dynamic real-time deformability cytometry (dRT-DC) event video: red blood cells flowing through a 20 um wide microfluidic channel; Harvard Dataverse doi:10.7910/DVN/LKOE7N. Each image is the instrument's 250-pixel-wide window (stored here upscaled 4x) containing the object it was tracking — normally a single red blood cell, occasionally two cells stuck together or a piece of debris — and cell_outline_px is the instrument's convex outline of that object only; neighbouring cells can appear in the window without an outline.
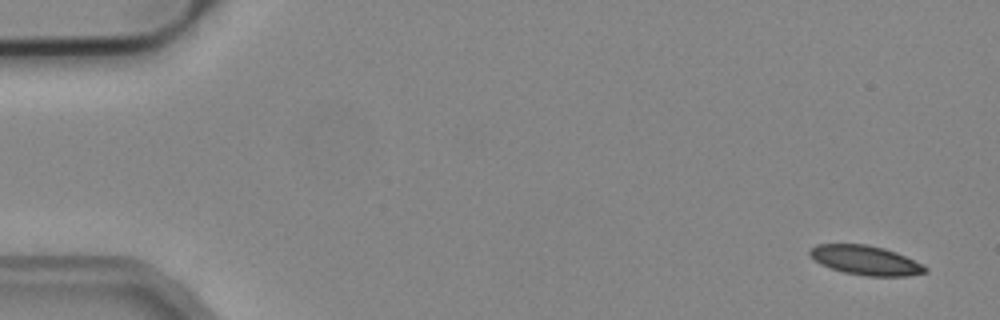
{"species": "common noctule bat (a hibernating species)", "species_latin": "Nyctalus noctula", "temperature_condition": "cold", "stored_images_in_passage": 2, "camera_frame_rate_fps": 3000, "um_per_image_px": 0.085, "animal": {"sex": "male", "body_mass_g": 19.2, "forearm_length_mm": 51.8}, "frame": {"image": 1, "passage_image": 1, "time_ms": 0.0, "image_size_px": [1000, 320], "cell_outline_px": [[928, 272], [908, 276], [864, 276], [844, 272], [820, 264], [808, 256], [808, 248], [816, 244], [868, 244], [884, 248], [896, 252], [924, 264], [928, 268]], "centroid_in_image_um": [73.56, 22.12], "position_along_channel_um": 11.4, "area_um2": 20.06}}
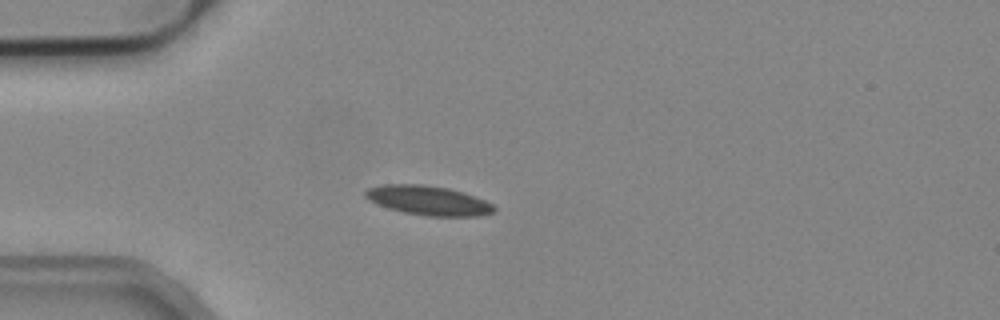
{"frame": {"image": 2, "passage_image": 2, "time_ms": 0.333, "image_size_px": [1000, 320], "cell_outline_px": [[496, 212], [480, 216], [428, 216], [404, 212], [388, 208], [376, 204], [368, 200], [364, 196], [364, 192], [368, 188], [384, 184], [420, 184], [448, 188], [464, 192], [484, 200], [492, 204], [496, 208]], "centroid_in_image_um": [36.4, 17.04], "position_along_channel_um": 48.6, "area_um2": 22.14}}